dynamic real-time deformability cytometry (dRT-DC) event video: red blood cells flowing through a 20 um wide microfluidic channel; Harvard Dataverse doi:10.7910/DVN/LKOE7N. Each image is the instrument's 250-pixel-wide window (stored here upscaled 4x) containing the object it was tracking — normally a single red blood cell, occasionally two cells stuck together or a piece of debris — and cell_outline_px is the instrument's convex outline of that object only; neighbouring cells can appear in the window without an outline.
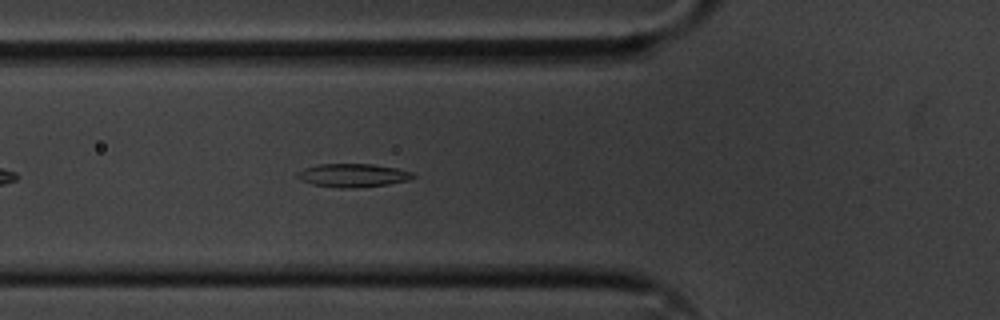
{"species": "common noctule bat (a hibernating species)", "species_latin": "Nyctalus noctula", "temperature_condition": "cold", "stored_images_in_passage": 44, "camera_frame_rate_fps": 3000, "um_per_image_px": 0.085, "animal": {"sex": "male", "body_mass_g": 20.1, "forearm_length_mm": 53.5}, "frame": {"image": 1, "passage_image": 8, "time_ms": 2.333, "image_size_px": [1000, 320], "cell_outline_px": [[416, 176], [408, 180], [388, 184], [356, 188], [340, 188], [312, 184], [300, 180], [296, 176], [296, 172], [304, 168], [316, 164], [372, 164], [396, 168], [412, 172]], "centroid_in_image_um": [29.96, 14.9], "position_along_channel_um": 95.8, "area_um2": 15.84}}
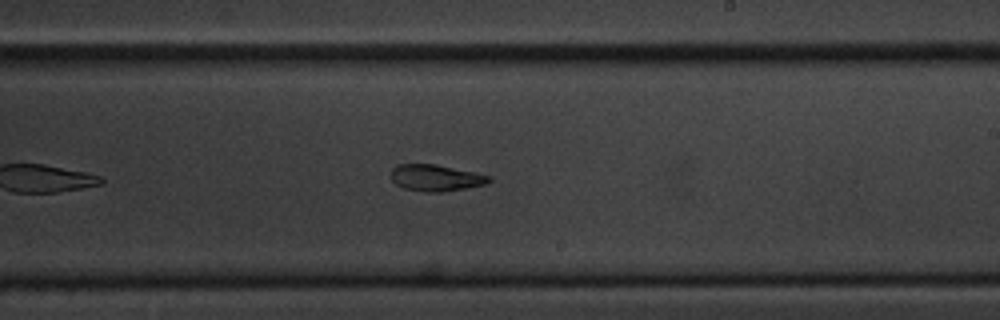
{"frame": {"image": 2, "passage_image": 21, "time_ms": 6.667, "image_size_px": [1000, 320], "cell_outline_px": [[492, 180], [488, 184], [468, 188], [444, 192], [424, 192], [404, 188], [396, 184], [392, 180], [392, 168], [396, 164], [436, 164], [492, 176]], "centroid_in_image_um": [37.08, 15.12], "position_along_channel_um": 251.9, "area_um2": 15.32}}
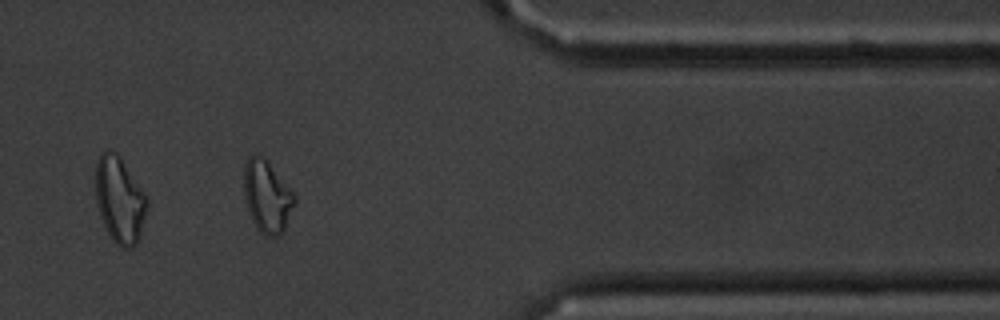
{"frame": {"image": 3, "passage_image": 34, "time_ms": 11.0, "image_size_px": [1000, 320], "cell_outline_px": [[296, 204], [284, 228], [276, 236], [264, 236], [256, 228], [248, 212], [244, 200], [244, 168], [248, 156], [252, 152], [256, 152], [268, 164], [296, 196]], "centroid_in_image_um": [22.67, 16.72], "position_along_channel_um": 388.7, "area_um2": 21.04}, "authors_computed_cell_mechanics": {"area_um2": 16.1262, "velocity_mm_per_s": 3.5953, "shape_relaxation_time_tau1_ms": 5.162, "shape_relaxation_time_tau2_ms": 9.4118, "deformation_change_tau1": 0.1641, "deformation_change_tau2": 0.1961}}